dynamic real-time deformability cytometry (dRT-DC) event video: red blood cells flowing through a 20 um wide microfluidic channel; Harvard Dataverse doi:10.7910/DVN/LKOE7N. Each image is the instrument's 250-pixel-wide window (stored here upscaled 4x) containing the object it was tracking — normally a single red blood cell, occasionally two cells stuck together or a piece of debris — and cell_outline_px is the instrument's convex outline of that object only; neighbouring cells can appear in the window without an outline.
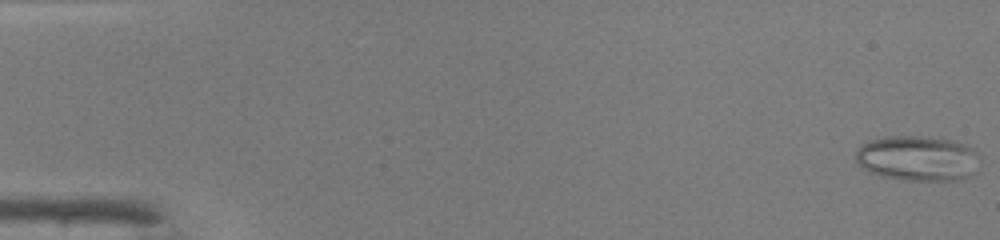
{"species": "common noctule bat (a hibernating species)", "species_latin": "Nyctalus noctula", "temperature_condition": "warm", "stored_images_in_passage": 48, "camera_frame_rate_fps": 3000, "um_per_image_px": 0.085, "animal": {"sex": "male", "body_mass_g": 19.0, "forearm_length_mm": 50.8}, "frame": {"image": 1, "passage_image": 1, "time_ms": 0.0, "image_size_px": [1000, 240], "cell_outline_px": [[980, 160], [976, 172], [968, 176], [956, 180], [908, 180], [884, 176], [872, 172], [864, 168], [856, 160], [856, 148], [860, 144], [884, 136], [916, 136], [952, 140], [964, 144], [972, 148], [980, 156]], "centroid_in_image_um": [78.03, 13.45], "position_along_channel_um": 7.0, "area_um2": 32.6}}
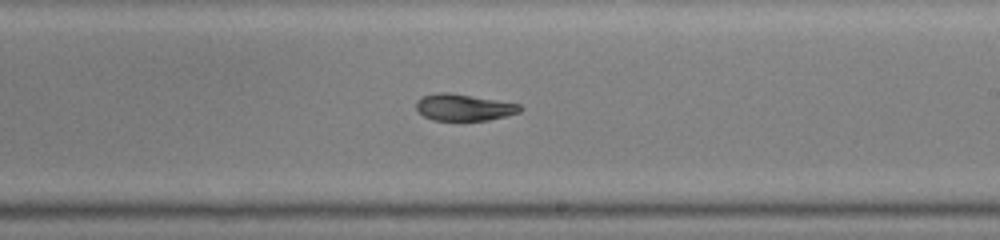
{"frame": {"image": 2, "passage_image": 29, "time_ms": 9.333, "image_size_px": [1000, 240], "cell_outline_px": [[524, 108], [520, 112], [488, 120], [432, 120], [424, 116], [416, 108], [416, 100], [424, 96], [436, 92], [448, 92], [520, 104]], "centroid_in_image_um": [39.42, 9.12], "position_along_channel_um": 249.6, "area_um2": 16.01}}
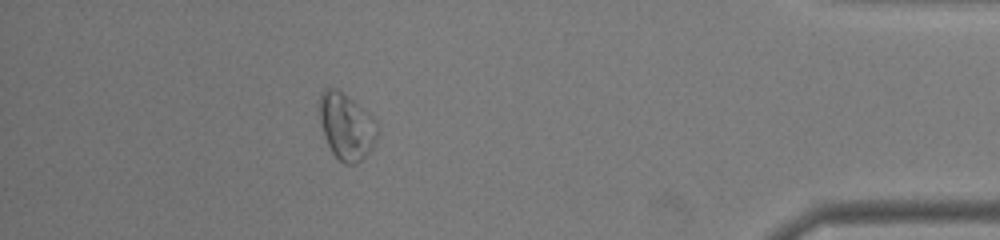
{"frame": {"image": 3, "passage_image": 43, "time_ms": 14.0, "image_size_px": [1000, 240], "cell_outline_px": [[376, 136], [372, 148], [356, 164], [344, 164], [332, 152], [324, 136], [320, 120], [320, 92], [324, 88], [336, 88], [348, 96], [368, 112], [376, 120]], "centroid_in_image_um": [29.43, 10.72], "position_along_channel_um": 405.8, "area_um2": 22.14}, "authors_computed_cell_mechanics": {"area_um2": 20.1144, "velocity_mm_per_s": 4.2799, "shape_relaxation_time_tau1_ms": null, "shape_relaxation_time_tau2_ms": 2.7361, "deformation_change_tau1": null, "deformation_change_tau2": 0.0838}}